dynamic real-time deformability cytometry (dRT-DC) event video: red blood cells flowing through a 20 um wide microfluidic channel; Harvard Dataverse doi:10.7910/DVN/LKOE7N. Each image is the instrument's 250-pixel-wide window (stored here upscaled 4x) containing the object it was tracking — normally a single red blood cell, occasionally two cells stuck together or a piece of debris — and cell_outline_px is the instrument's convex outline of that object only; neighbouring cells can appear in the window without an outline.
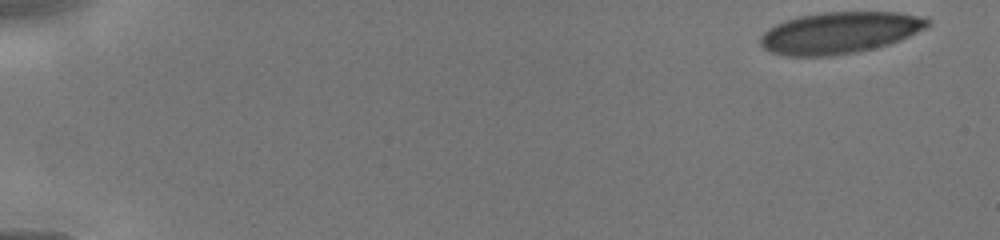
{"species": "human", "species_latin": "Homo sapiens", "temperature_condition": "cold", "stored_images_in_passage": 12, "camera_frame_rate_fps": 3000, "um_per_image_px": 0.085, "donor": {"sex": "male"}, "frame": {"image": 1, "passage_image": 1, "time_ms": 0.0, "image_size_px": [1000, 240], "cell_outline_px": [[932, 24], [900, 40], [876, 48], [856, 52], [828, 56], [788, 56], [768, 52], [760, 44], [760, 36], [768, 28], [784, 20], [800, 16], [824, 12], [896, 12], [928, 16], [932, 20]], "centroid_in_image_um": [71.39, 2.77], "position_along_channel_um": 13.6, "area_um2": 40.81}}
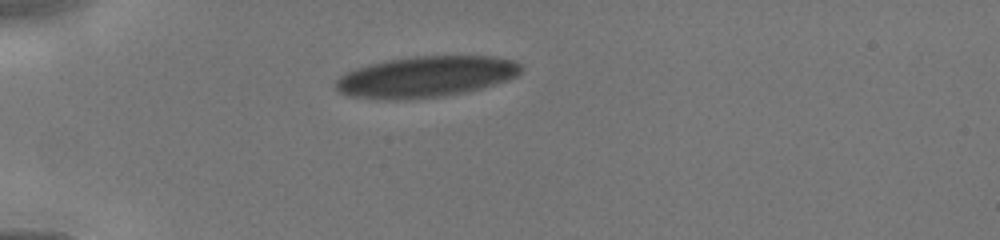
{"frame": {"image": 2, "passage_image": 9, "time_ms": 3.667, "image_size_px": [1000, 240], "cell_outline_px": [[524, 68], [516, 76], [508, 80], [480, 88], [464, 92], [444, 96], [396, 100], [372, 100], [348, 96], [340, 92], [336, 88], [336, 80], [344, 72], [368, 64], [384, 60], [412, 56], [492, 56], [516, 60]], "centroid_in_image_um": [36.16, 6.52], "position_along_channel_um": 48.8, "area_um2": 44.8}}
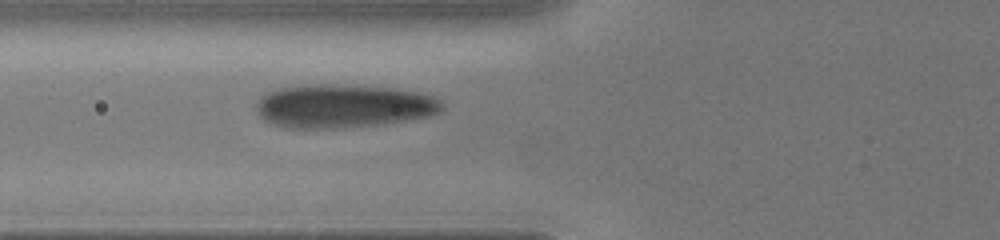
{"frame": {"image": 3, "passage_image": 12, "time_ms": 5.333, "image_size_px": [1000, 240], "cell_outline_px": [[444, 104], [440, 112], [428, 116], [404, 120], [376, 124], [336, 128], [288, 128], [272, 124], [264, 120], [260, 116], [256, 108], [256, 100], [260, 96], [268, 92], [280, 88], [320, 84], [332, 84], [392, 88], [420, 92], [432, 96], [440, 100]], "centroid_in_image_um": [29.15, 9.01], "position_along_channel_um": 96.6, "area_um2": 46.76}}